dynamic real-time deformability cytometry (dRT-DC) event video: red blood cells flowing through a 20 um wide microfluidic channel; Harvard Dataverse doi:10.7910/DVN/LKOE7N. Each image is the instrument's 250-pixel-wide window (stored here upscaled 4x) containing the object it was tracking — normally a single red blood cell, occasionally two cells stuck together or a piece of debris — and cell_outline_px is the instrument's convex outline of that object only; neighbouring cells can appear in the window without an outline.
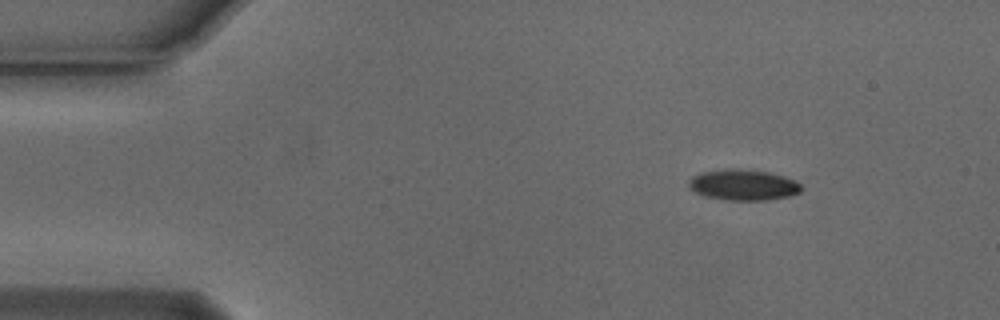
{"species": "Egyptian fruit bat (a non-hibernating species)", "species_latin": "Rousettus aegyptiacus", "temperature_condition": "cold", "stored_images_in_passage": 6, "camera_frame_rate_fps": 3000, "um_per_image_px": 0.085, "animal": {"sex": "male"}, "frame": {"image": 1, "passage_image": 1, "time_ms": 0.0, "image_size_px": [1000, 320], "cell_outline_px": [[800, 192], [788, 196], [768, 200], [724, 200], [704, 196], [688, 188], [688, 180], [692, 176], [700, 172], [728, 168], [768, 172], [792, 180], [800, 184]], "centroid_in_image_um": [63.09, 15.72], "position_along_channel_um": 21.9, "area_um2": 20.06}}
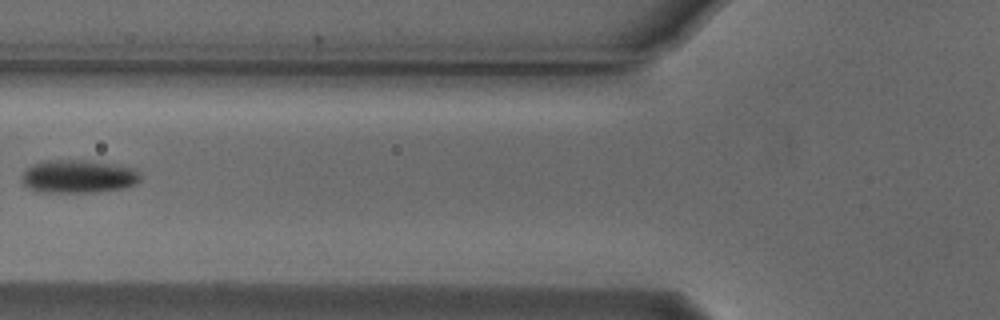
{"frame": {"image": 2, "passage_image": 5, "time_ms": 1.333, "image_size_px": [1000, 320], "cell_outline_px": [[140, 180], [136, 184], [124, 188], [96, 192], [44, 192], [28, 188], [20, 180], [20, 176], [32, 164], [44, 160], [92, 160], [136, 168], [140, 172]], "centroid_in_image_um": [6.68, 14.99], "position_along_channel_um": 119.1, "area_um2": 23.24}}
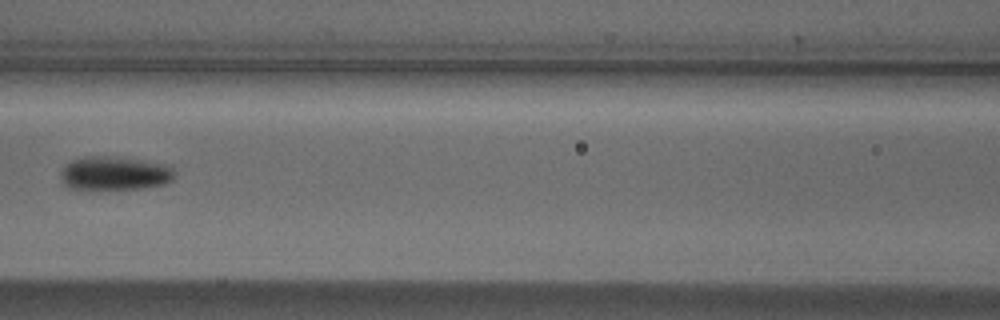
{"frame": {"image": 3, "passage_image": 6, "time_ms": 1.667, "image_size_px": [1000, 320], "cell_outline_px": [[176, 176], [168, 184], [144, 188], [68, 188], [60, 180], [60, 172], [64, 164], [72, 160], [84, 156], [112, 156], [168, 164], [176, 172]], "centroid_in_image_um": [9.76, 14.71], "position_along_channel_um": 156.8, "area_um2": 22.6}}